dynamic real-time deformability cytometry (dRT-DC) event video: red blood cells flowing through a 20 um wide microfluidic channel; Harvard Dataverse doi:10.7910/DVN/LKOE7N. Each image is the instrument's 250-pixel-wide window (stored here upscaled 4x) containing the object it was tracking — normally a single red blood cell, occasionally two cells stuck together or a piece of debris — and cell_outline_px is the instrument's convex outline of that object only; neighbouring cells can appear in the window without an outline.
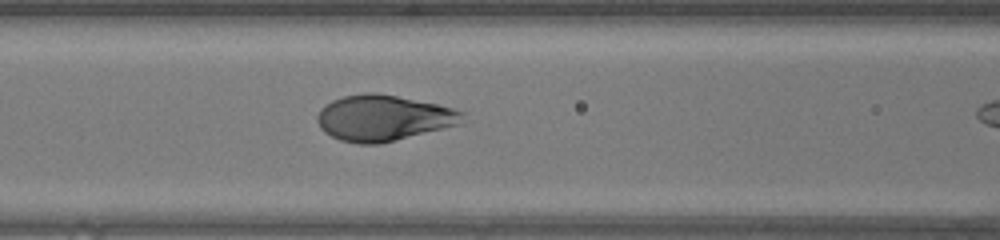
{"species": "human", "species_latin": "Homo sapiens", "temperature_condition": "warm", "stored_images_in_passage": 11, "camera_frame_rate_fps": 3000, "um_per_image_px": 0.085, "donor": {"sex": "female"}, "frame": {"image": 1, "passage_image": 10, "time_ms": 3.0, "image_size_px": [1000, 240], "cell_outline_px": [[464, 112], [460, 124], [380, 144], [360, 144], [340, 140], [324, 132], [320, 128], [316, 120], [316, 116], [320, 108], [324, 104], [332, 100], [344, 96], [364, 92], [376, 92], [436, 104], [452, 108]], "centroid_in_image_um": [32.52, 10.02], "position_along_channel_um": 134.1, "area_um2": 38.73}}